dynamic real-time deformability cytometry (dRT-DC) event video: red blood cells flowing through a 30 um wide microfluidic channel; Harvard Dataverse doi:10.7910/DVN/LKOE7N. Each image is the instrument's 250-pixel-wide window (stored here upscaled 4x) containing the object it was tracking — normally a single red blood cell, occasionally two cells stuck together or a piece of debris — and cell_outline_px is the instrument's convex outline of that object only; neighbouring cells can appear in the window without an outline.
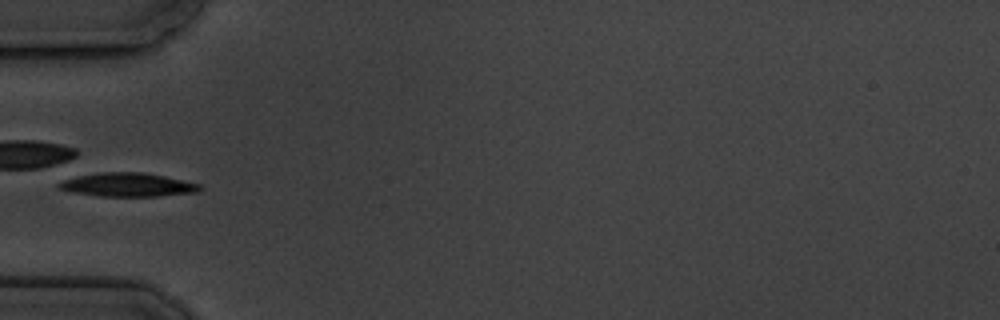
{"species": "common noctule bat (a hibernating species)", "species_latin": "Nyctalus noctula", "temperature_condition": "cold", "stored_images_in_passage": 5, "camera_frame_rate_fps": 3000, "um_per_image_px": 0.085, "animal": {"sex": "male", "body_mass_g": 19.5, "forearm_length_mm": 54.6}, "frame": {"image": 1, "passage_image": 5, "time_ms": 4.667, "image_size_px": [1000, 320], "cell_outline_px": [[204, 188], [200, 192], [160, 196], [100, 196], [72, 192], [60, 188], [60, 184], [64, 180], [80, 176], [100, 172], [140, 172], [164, 176], [200, 184]], "centroid_in_image_um": [10.95, 15.71], "position_along_channel_um": 74.0, "area_um2": 19.19}}